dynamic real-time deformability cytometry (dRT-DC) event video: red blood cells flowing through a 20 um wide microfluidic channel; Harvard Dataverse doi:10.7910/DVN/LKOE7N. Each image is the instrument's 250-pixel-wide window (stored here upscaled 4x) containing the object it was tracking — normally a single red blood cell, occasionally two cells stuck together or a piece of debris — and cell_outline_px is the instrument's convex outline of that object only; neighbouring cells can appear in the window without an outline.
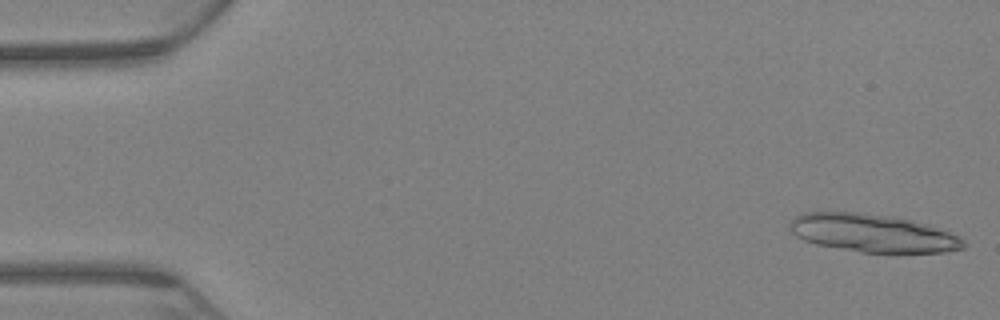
{"species": "Egyptian fruit bat (a non-hibernating species)", "species_latin": "Rousettus aegyptiacus", "temperature_condition": "warm", "stored_images_in_passage": 21, "camera_frame_rate_fps": 3000, "um_per_image_px": 0.085, "animal": {"sex": "female"}, "frame": {"image": 1, "passage_image": 2, "time_ms": 0.333, "image_size_px": [1000, 320], "cell_outline_px": [[968, 244], [964, 248], [944, 252], [860, 252], [816, 244], [804, 240], [796, 236], [788, 228], [788, 224], [796, 216], [804, 212], [860, 212], [896, 216], [928, 224], [948, 232], [964, 240]], "centroid_in_image_um": [74.16, 19.8], "position_along_channel_um": 10.8, "area_um2": 38.55}}